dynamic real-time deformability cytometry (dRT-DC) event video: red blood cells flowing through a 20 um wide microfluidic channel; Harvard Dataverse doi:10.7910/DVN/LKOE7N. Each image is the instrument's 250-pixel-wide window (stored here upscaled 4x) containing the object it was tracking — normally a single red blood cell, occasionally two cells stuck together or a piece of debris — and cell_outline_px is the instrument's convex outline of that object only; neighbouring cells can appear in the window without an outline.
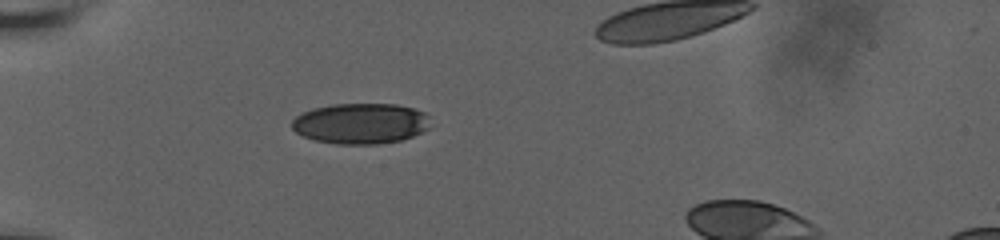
{"species": "human", "species_latin": "Homo sapiens", "temperature_condition": "room temperature", "stored_images_in_passage": 24, "camera_frame_rate_fps": 3000, "um_per_image_px": 0.085, "donor": {"sex": "male"}, "frame": {"image": 1, "passage_image": 1, "time_ms": 0.0, "image_size_px": [1000, 240], "cell_outline_px": [[428, 128], [412, 136], [400, 140], [376, 144], [336, 144], [316, 140], [304, 136], [296, 132], [292, 128], [292, 120], [300, 112], [312, 108], [332, 104], [396, 104], [412, 108], [424, 112], [428, 116]], "centroid_in_image_um": [30.61, 10.48], "position_along_channel_um": 54.4, "area_um2": 32.71}}
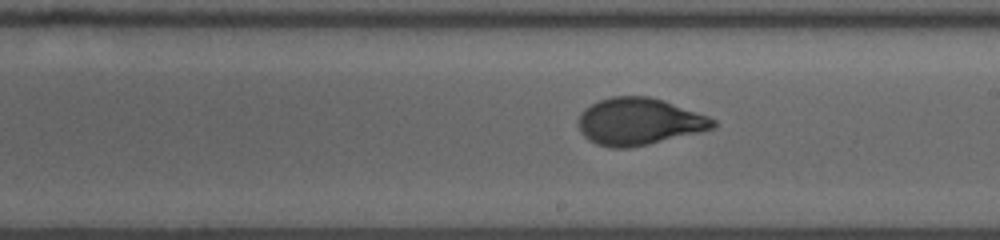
{"frame": {"image": 2, "passage_image": 11, "time_ms": 5.333, "image_size_px": [1000, 240], "cell_outline_px": [[716, 128], [648, 144], [628, 148], [608, 148], [596, 144], [588, 140], [580, 132], [576, 124], [576, 120], [580, 112], [584, 108], [600, 100], [612, 96], [648, 96], [664, 100], [708, 116], [716, 120]], "centroid_in_image_um": [54.27, 10.33], "position_along_channel_um": 234.7, "area_um2": 37.22}}
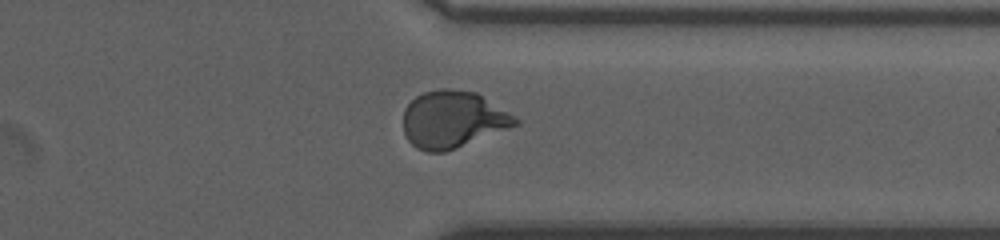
{"frame": {"image": 3, "passage_image": 19, "time_ms": 9.0, "image_size_px": [1000, 240], "cell_outline_px": [[520, 124], [456, 148], [444, 152], [428, 152], [416, 148], [408, 140], [404, 132], [404, 108], [416, 96], [424, 92], [440, 88], [448, 88], [476, 92], [516, 116], [520, 120]], "centroid_in_image_um": [38.5, 10.15], "position_along_channel_um": 372.9, "area_um2": 37.28}}